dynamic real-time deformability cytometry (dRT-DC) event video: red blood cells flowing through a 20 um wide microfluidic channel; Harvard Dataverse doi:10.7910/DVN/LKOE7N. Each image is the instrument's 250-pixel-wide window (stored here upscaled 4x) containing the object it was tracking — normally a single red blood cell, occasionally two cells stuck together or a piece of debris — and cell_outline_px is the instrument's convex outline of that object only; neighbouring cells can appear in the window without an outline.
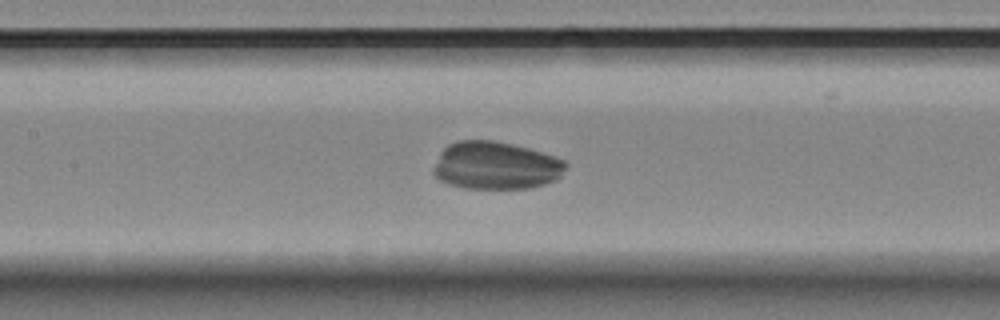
{"species": "Egyptian fruit bat (a non-hibernating species)", "species_latin": "Rousettus aegyptiacus", "temperature_condition": "room temperature", "stored_images_in_passage": 46, "camera_frame_rate_fps": 3000, "um_per_image_px": 0.085, "animal": {"sex": "female"}, "frame": {"image": 1, "passage_image": 25, "time_ms": 8.0, "image_size_px": [1000, 320], "cell_outline_px": [[568, 164], [560, 176], [556, 180], [532, 188], [464, 188], [448, 184], [440, 180], [432, 172], [432, 168], [440, 152], [448, 144], [456, 140], [492, 140], [512, 144], [528, 148], [564, 160]], "centroid_in_image_um": [42.11, 14.07], "position_along_channel_um": 165.3, "area_um2": 36.88}}
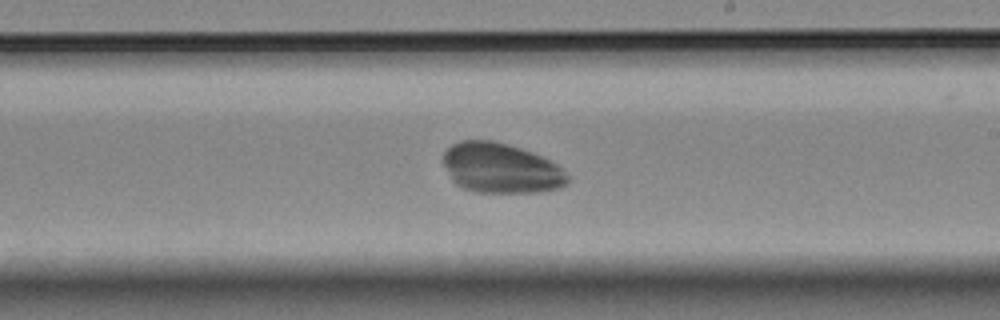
{"frame": {"image": 2, "passage_image": 32, "time_ms": 10.333, "image_size_px": [1000, 320], "cell_outline_px": [[572, 180], [568, 184], [560, 188], [540, 192], [476, 192], [464, 188], [456, 184], [452, 180], [444, 164], [444, 152], [452, 144], [460, 140], [492, 140], [508, 144], [532, 152], [556, 164]], "centroid_in_image_um": [42.59, 14.3], "position_along_channel_um": 246.4, "area_um2": 36.18}}
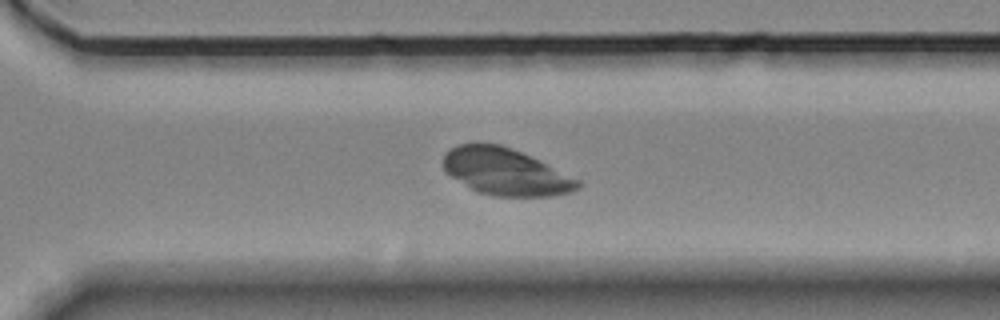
{"frame": {"image": 3, "passage_image": 39, "time_ms": 12.667, "image_size_px": [1000, 320], "cell_outline_px": [[584, 184], [580, 188], [572, 192], [552, 196], [492, 196], [480, 192], [472, 188], [444, 172], [444, 152], [448, 148], [456, 144], [472, 140], [476, 140], [500, 144], [512, 148], [580, 180]], "centroid_in_image_um": [42.93, 14.56], "position_along_channel_um": 327.7, "area_um2": 37.22}}